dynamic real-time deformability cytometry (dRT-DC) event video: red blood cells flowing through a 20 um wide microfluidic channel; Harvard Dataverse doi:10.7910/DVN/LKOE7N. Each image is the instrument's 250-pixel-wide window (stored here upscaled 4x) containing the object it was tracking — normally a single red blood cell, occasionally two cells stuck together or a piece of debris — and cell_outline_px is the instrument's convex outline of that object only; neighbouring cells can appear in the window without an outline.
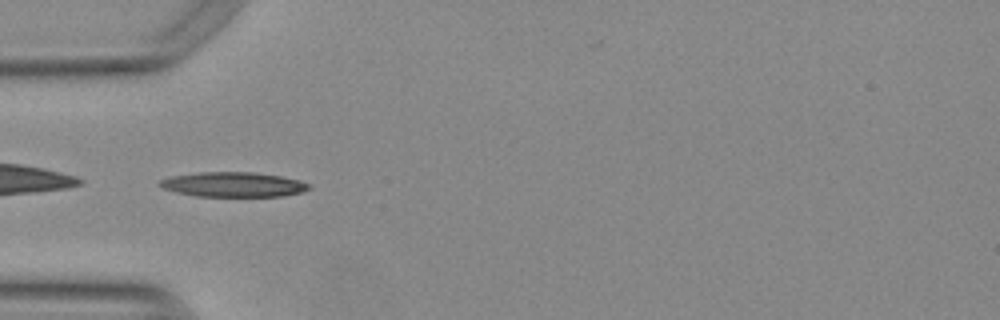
{"species": "Egyptian fruit bat (a non-hibernating species)", "species_latin": "Rousettus aegyptiacus", "temperature_condition": "warm", "stored_images_in_passage": 38, "camera_frame_rate_fps": 3000, "um_per_image_px": 0.085, "animal": {"sex": "female"}, "frame": {"image": 1, "passage_image": 1, "time_ms": 0.0, "image_size_px": [1000, 320], "cell_outline_px": [[312, 188], [304, 192], [280, 196], [196, 196], [176, 192], [164, 188], [156, 184], [160, 180], [172, 176], [200, 172], [252, 172], [280, 176], [296, 180], [308, 184]], "centroid_in_image_um": [19.81, 15.68], "position_along_channel_um": 65.2, "area_um2": 21.39}}
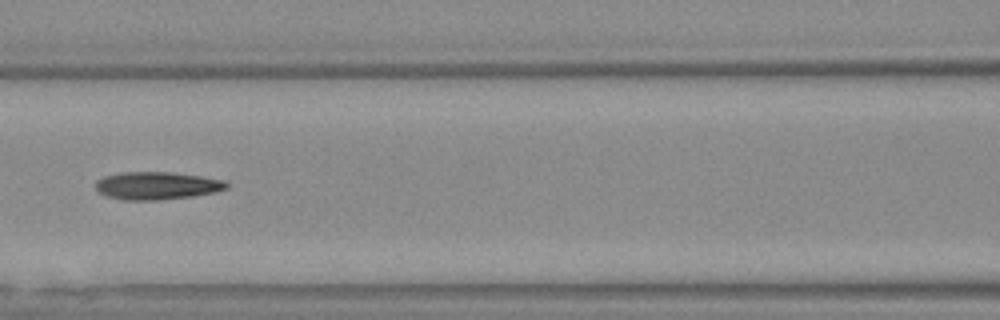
{"frame": {"image": 2, "passage_image": 8, "time_ms": 2.333, "image_size_px": [1000, 320], "cell_outline_px": [[228, 188], [216, 192], [192, 196], [156, 200], [124, 200], [108, 196], [100, 192], [96, 188], [96, 180], [104, 176], [124, 172], [172, 172], [200, 176], [224, 180], [228, 184]], "centroid_in_image_um": [13.35, 15.78], "position_along_channel_um": 153.2, "area_um2": 21.04}}
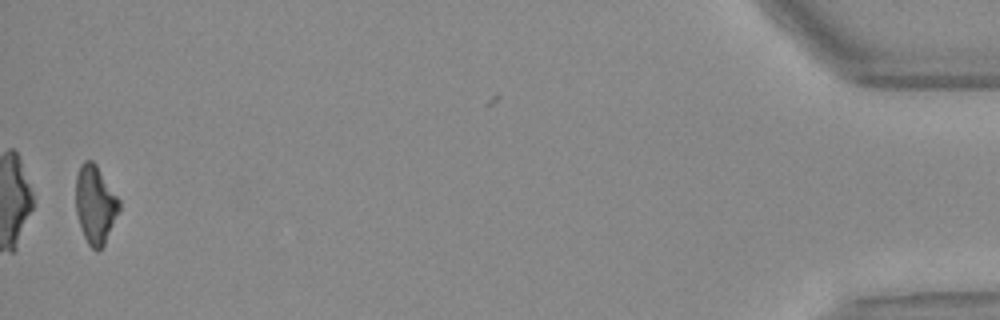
{"frame": {"image": 3, "passage_image": 37, "time_ms": 12.0, "image_size_px": [1000, 320], "cell_outline_px": [[120, 208], [104, 244], [96, 252], [88, 244], [84, 236], [76, 212], [76, 176], [80, 164], [84, 160], [92, 160], [96, 164], [120, 200]], "centroid_in_image_um": [8.09, 17.35], "position_along_channel_um": 427.1, "area_um2": 19.59}, "authors_computed_cell_mechanics": {"area_um2": 20.6057, "velocity_mm_per_s": 3.7912, "shape_relaxation_time_tau1_ms": 6.1321, "shape_relaxation_time_tau2_ms": 1.9873, "deformation_change_tau1": 0.202, "deformation_change_tau2": 0.1054}}